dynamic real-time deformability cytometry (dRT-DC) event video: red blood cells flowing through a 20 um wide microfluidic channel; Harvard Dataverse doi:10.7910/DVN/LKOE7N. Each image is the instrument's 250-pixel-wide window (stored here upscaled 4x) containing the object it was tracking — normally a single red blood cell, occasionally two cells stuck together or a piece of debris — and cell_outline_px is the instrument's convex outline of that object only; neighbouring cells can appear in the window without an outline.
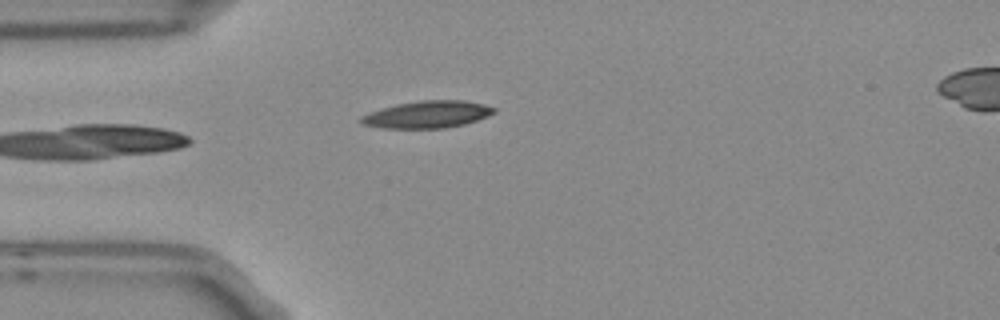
{"species": "Egyptian fruit bat (a non-hibernating species)", "species_latin": "Rousettus aegyptiacus", "temperature_condition": "room temperature", "stored_images_in_passage": 6, "camera_frame_rate_fps": 3000, "um_per_image_px": 0.085, "frame": {"image": 1, "passage_image": 5, "time_ms": 1.333, "image_size_px": [1000, 320], "cell_outline_px": [[496, 112], [488, 116], [464, 124], [444, 128], [380, 128], [364, 124], [356, 120], [360, 116], [368, 112], [396, 104], [420, 100], [464, 100], [484, 104], [496, 108]], "centroid_in_image_um": [36.3, 9.72], "position_along_channel_um": 48.7, "area_um2": 21.15}}